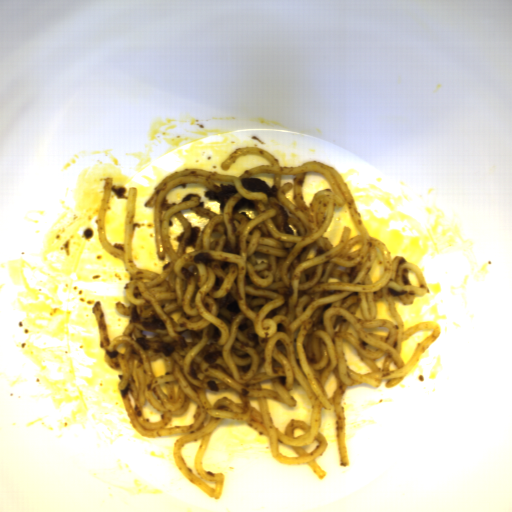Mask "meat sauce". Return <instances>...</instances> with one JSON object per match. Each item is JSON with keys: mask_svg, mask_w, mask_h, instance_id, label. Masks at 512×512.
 <instances>
[{"mask_svg": "<svg viewBox=\"0 0 512 512\" xmlns=\"http://www.w3.org/2000/svg\"><path fill=\"white\" fill-rule=\"evenodd\" d=\"M216 190L208 189L204 192L203 196L207 197L209 201H217L220 203V211L224 212L226 204L229 200L238 194L235 185L231 184H212Z\"/></svg>", "mask_w": 512, "mask_h": 512, "instance_id": "obj_1", "label": "meat sauce"}, {"mask_svg": "<svg viewBox=\"0 0 512 512\" xmlns=\"http://www.w3.org/2000/svg\"><path fill=\"white\" fill-rule=\"evenodd\" d=\"M241 187L248 192L264 193L266 197H274L276 199L278 187L276 185L269 186L268 182L256 177L240 178Z\"/></svg>", "mask_w": 512, "mask_h": 512, "instance_id": "obj_2", "label": "meat sauce"}]
</instances>
